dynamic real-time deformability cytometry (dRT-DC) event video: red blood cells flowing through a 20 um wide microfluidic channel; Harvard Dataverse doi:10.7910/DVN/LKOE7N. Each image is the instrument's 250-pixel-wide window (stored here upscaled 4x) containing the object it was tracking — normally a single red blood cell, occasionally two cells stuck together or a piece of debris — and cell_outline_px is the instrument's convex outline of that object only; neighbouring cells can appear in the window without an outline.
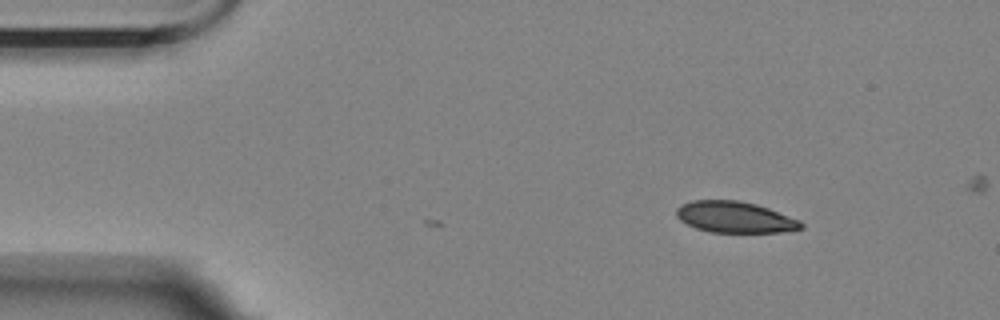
{"species": "Egyptian fruit bat (a non-hibernating species)", "species_latin": "Rousettus aegyptiacus", "temperature_condition": "room temperature", "stored_images_in_passage": 2, "camera_frame_rate_fps": 3000, "um_per_image_px": 0.085, "animal": {"sex": "female"}, "frame": {"image": 1, "passage_image": 2, "time_ms": 2.0, "image_size_px": [1000, 320], "cell_outline_px": [[804, 228], [780, 232], [712, 232], [696, 228], [680, 220], [676, 216], [676, 208], [680, 204], [692, 200], [736, 200], [756, 204], [768, 208], [800, 220], [804, 224]], "centroid_in_image_um": [62.45, 18.45], "position_along_channel_um": 22.5, "area_um2": 22.66}}